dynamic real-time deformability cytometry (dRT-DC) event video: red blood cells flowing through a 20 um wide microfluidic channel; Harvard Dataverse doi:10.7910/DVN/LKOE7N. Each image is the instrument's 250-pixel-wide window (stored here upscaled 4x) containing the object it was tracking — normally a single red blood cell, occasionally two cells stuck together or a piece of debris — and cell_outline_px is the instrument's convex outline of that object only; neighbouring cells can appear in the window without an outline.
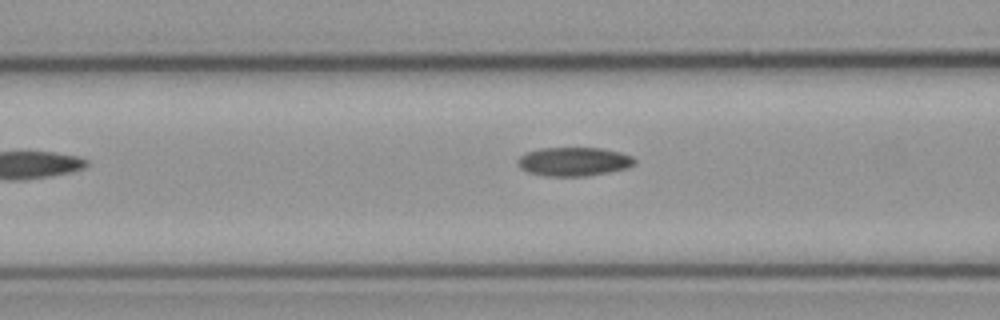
{"species": "common noctule bat (a hibernating species)", "species_latin": "Nyctalus noctula", "temperature_condition": "cold", "stored_images_in_passage": 8, "camera_frame_rate_fps": 3000, "um_per_image_px": 0.085, "animal": {"sex": "male", "body_mass_g": 23.1, "forearm_length_mm": 52.7}, "frame": {"image": 1, "passage_image": 7, "time_ms": 2.0, "image_size_px": [1000, 320], "cell_outline_px": [[636, 160], [632, 164], [624, 168], [608, 172], [588, 176], [548, 176], [528, 172], [520, 168], [516, 164], [516, 160], [520, 156], [528, 152], [540, 148], [600, 148], [620, 152], [632, 156]], "centroid_in_image_um": [48.73, 13.73], "position_along_channel_um": 117.9, "area_um2": 19.48}}
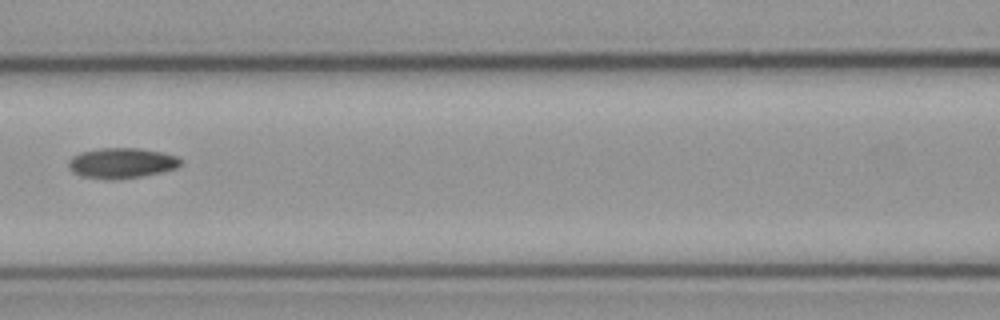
{"frame": {"image": 2, "passage_image": 8, "time_ms": 2.333, "image_size_px": [1000, 320], "cell_outline_px": [[180, 164], [176, 168], [160, 172], [140, 176], [112, 180], [104, 180], [80, 176], [72, 172], [68, 164], [68, 160], [72, 156], [80, 152], [100, 148], [140, 148], [160, 152], [176, 156], [180, 160]], "centroid_in_image_um": [10.27, 13.86], "position_along_channel_um": 156.3, "area_um2": 19.83}}